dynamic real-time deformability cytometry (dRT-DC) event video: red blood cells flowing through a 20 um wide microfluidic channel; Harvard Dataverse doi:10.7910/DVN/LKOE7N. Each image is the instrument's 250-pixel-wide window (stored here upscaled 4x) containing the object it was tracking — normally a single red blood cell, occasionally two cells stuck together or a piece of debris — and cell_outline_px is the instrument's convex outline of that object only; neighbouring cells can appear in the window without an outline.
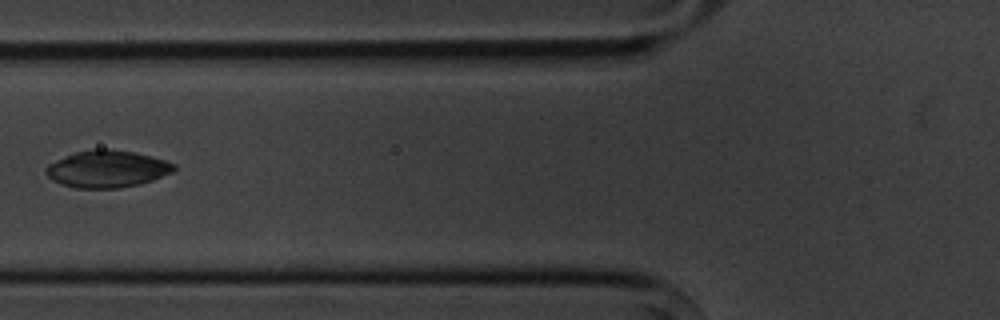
{"species": "common noctule bat (a hibernating species)", "species_latin": "Nyctalus noctula", "temperature_condition": "cold", "stored_images_in_passage": 6, "camera_frame_rate_fps": 3000, "um_per_image_px": 0.085, "animal": {"sex": "male", "body_mass_g": 20.1, "forearm_length_mm": 53.5}, "frame": {"image": 1, "passage_image": 6, "time_ms": 6.667, "image_size_px": [1000, 320], "cell_outline_px": [[176, 168], [172, 172], [152, 180], [140, 184], [120, 188], [76, 188], [60, 184], [52, 180], [44, 172], [44, 168], [48, 164], [76, 152], [96, 148], [112, 148], [136, 152], [164, 160], [176, 164]], "centroid_in_image_um": [9.1, 14.35], "position_along_channel_um": 116.7, "area_um2": 27.8}}